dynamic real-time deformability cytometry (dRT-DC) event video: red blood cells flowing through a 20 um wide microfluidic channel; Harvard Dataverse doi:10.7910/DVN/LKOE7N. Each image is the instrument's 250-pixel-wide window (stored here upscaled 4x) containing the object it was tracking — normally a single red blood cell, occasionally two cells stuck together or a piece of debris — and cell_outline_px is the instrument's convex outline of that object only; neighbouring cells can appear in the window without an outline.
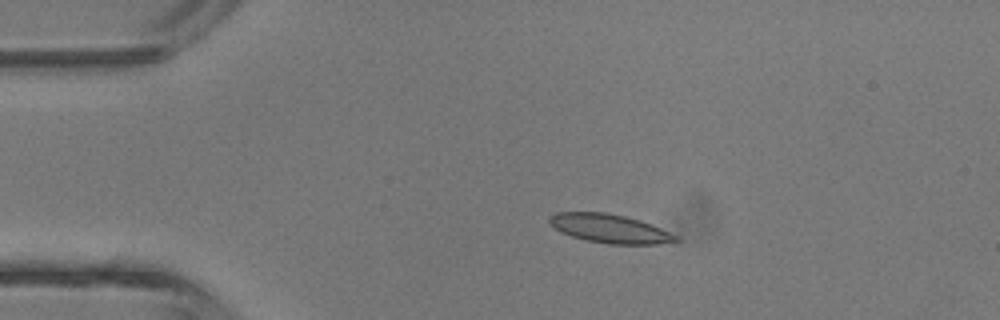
{"species": "common noctule bat (a hibernating species)", "species_latin": "Nyctalus noctula", "temperature_condition": "room temperature", "stored_images_in_passage": 3, "camera_frame_rate_fps": 3000, "um_per_image_px": 0.085, "animal": {"sex": "male", "body_mass_g": 13.3}, "frame": {"image": 1, "passage_image": 2, "time_ms": 1.333, "image_size_px": [1000, 320], "cell_outline_px": [[684, 240], [660, 244], [608, 244], [588, 240], [572, 236], [560, 232], [548, 220], [548, 216], [556, 212], [604, 212], [624, 216], [640, 220], [652, 224], [680, 236]], "centroid_in_image_um": [51.9, 19.43], "position_along_channel_um": 33.1, "area_um2": 21.33}}